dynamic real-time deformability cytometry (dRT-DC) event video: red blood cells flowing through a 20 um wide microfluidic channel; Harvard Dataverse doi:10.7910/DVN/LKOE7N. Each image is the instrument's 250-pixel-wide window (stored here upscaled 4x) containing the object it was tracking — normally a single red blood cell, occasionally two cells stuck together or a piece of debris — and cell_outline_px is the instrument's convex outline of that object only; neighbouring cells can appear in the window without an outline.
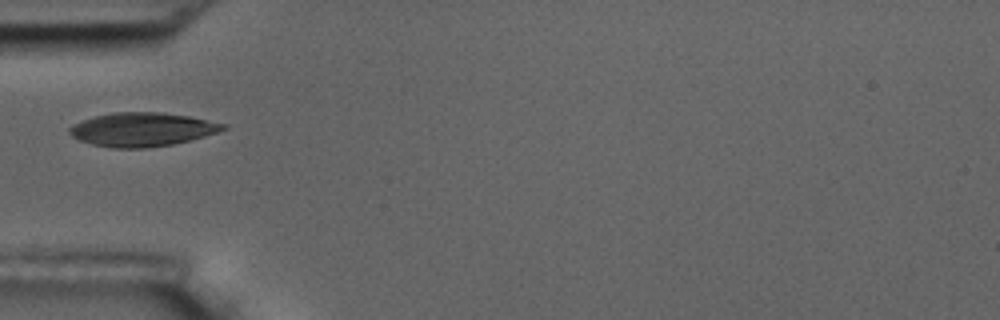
{"species": "common noctule bat (a hibernating species)", "species_latin": "Nyctalus noctula", "temperature_condition": "room temperature", "stored_images_in_passage": 1, "camera_frame_rate_fps": 3000, "um_per_image_px": 0.085, "animal": {"sex": "male", "body_mass_g": 17.5, "forearm_length_mm": 52.3}, "frame": {"image": 1, "passage_image": 1, "time_ms": 0.0, "image_size_px": [1000, 320], "cell_outline_px": [[228, 128], [204, 136], [172, 144], [148, 148], [112, 148], [92, 144], [80, 140], [72, 136], [68, 132], [68, 128], [72, 124], [96, 116], [112, 112], [160, 112], [188, 116], [228, 124]], "centroid_in_image_um": [12.07, 11.0], "position_along_channel_um": 72.9, "area_um2": 30.11}}